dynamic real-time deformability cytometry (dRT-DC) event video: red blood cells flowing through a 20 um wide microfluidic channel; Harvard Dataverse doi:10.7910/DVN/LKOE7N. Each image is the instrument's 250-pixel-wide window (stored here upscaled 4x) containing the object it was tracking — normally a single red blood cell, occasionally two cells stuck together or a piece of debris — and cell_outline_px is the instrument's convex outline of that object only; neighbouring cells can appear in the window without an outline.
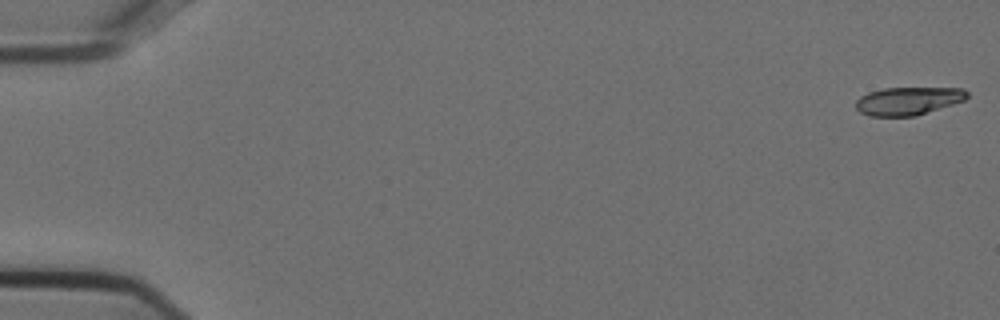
{"species": "Egyptian fruit bat (a non-hibernating species)", "species_latin": "Rousettus aegyptiacus", "temperature_condition": "cold", "stored_images_in_passage": 14, "camera_frame_rate_fps": 3000, "um_per_image_px": 0.085, "animal": {"sex": "female"}, "frame": {"image": 1, "passage_image": 1, "time_ms": 0.0, "image_size_px": [1000, 320], "cell_outline_px": [[968, 96], [964, 100], [916, 116], [868, 116], [860, 112], [856, 108], [856, 100], [860, 96], [868, 92], [884, 88], [964, 88], [968, 92]], "centroid_in_image_um": [77.17, 8.58], "position_along_channel_um": 7.8, "area_um2": 18.15}}